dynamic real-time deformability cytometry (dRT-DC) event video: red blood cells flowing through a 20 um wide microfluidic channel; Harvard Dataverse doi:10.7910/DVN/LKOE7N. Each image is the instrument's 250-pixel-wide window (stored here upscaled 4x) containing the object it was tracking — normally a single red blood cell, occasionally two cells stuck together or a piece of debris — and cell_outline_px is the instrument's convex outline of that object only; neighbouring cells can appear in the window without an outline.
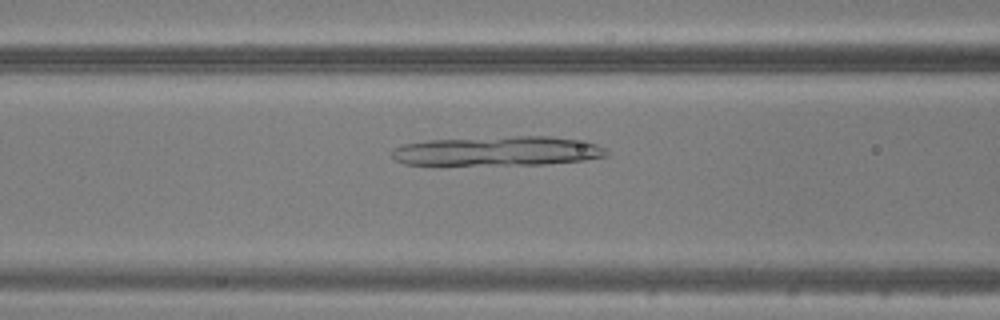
{"species": "common noctule bat (a hibernating species)", "species_latin": "Nyctalus noctula", "temperature_condition": "warm", "stored_images_in_passage": 34, "camera_frame_rate_fps": 3000, "um_per_image_px": 0.085, "animal": {"sex": "male", "body_mass_g": 20.5, "forearm_length_mm": 52.5}, "frame": {"image": 1, "passage_image": 7, "time_ms": 2.0, "image_size_px": [1000, 320], "cell_outline_px": [[608, 156], [584, 160], [544, 164], [404, 164], [396, 160], [392, 156], [392, 148], [404, 144], [428, 140], [512, 136], [552, 136], [596, 144], [604, 148], [608, 152]], "centroid_in_image_um": [42.3, 12.83], "position_along_channel_um": 124.3, "area_um2": 36.41}}
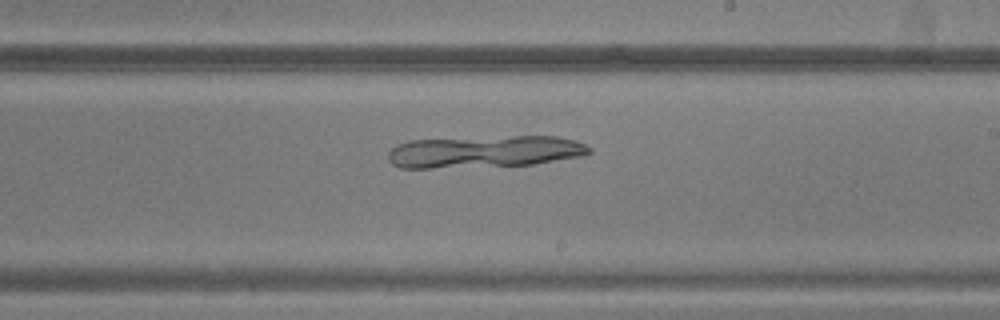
{"frame": {"image": 2, "passage_image": 16, "time_ms": 5.0, "image_size_px": [1000, 320], "cell_outline_px": [[592, 152], [580, 156], [532, 164], [432, 168], [400, 168], [392, 164], [388, 160], [388, 152], [396, 144], [408, 140], [512, 136], [556, 136], [572, 140], [584, 144], [592, 148]], "centroid_in_image_um": [41.13, 12.88], "position_along_channel_um": 247.9, "area_um2": 37.4}}
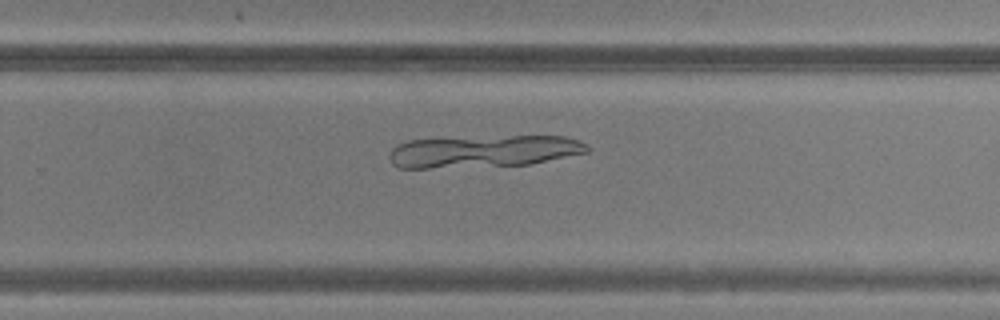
{"frame": {"image": 3, "passage_image": 19, "time_ms": 6.0, "image_size_px": [1000, 320], "cell_outline_px": [[592, 148], [588, 152], [532, 164], [428, 168], [396, 168], [392, 164], [388, 156], [392, 148], [396, 144], [408, 140], [512, 136], [564, 136], [580, 140]], "centroid_in_image_um": [41.11, 12.86], "position_along_channel_um": 288.7, "area_um2": 37.11}}